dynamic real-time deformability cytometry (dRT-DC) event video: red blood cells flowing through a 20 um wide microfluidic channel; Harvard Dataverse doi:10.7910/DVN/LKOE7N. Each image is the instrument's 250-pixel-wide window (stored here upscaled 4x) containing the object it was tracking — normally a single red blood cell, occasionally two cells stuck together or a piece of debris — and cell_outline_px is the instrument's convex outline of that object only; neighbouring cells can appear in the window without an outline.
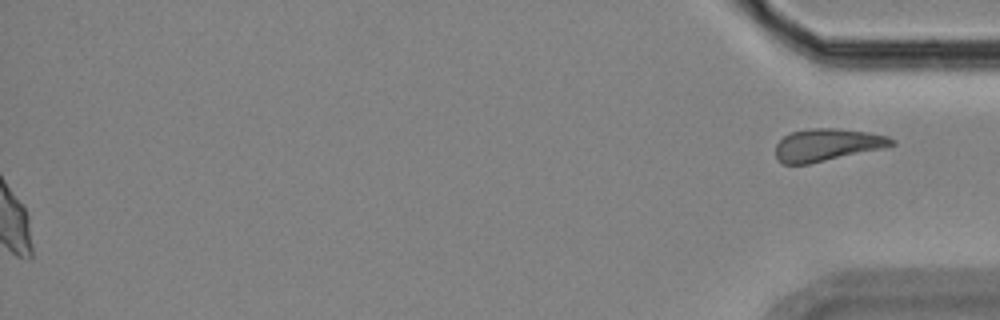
{"species": "Egyptian fruit bat (a non-hibernating species)", "species_latin": "Rousettus aegyptiacus", "temperature_condition": "room temperature", "stored_images_in_passage": 49, "segment_of_instrument_passage": [2, 2], "camera_frame_rate_fps": 3000, "um_per_image_px": 0.085, "animal": {"sex": "female"}, "frame": {"image": 1, "passage_image": 49, "time_ms": 16.0, "image_size_px": [1000, 320], "cell_outline_px": [[896, 144], [884, 148], [808, 164], [784, 164], [776, 160], [776, 144], [784, 136], [792, 132], [812, 128], [836, 128], [868, 132], [888, 136], [896, 140]], "centroid_in_image_um": [70.32, 12.31], "position_along_channel_um": 364.9, "area_um2": 21.91}}